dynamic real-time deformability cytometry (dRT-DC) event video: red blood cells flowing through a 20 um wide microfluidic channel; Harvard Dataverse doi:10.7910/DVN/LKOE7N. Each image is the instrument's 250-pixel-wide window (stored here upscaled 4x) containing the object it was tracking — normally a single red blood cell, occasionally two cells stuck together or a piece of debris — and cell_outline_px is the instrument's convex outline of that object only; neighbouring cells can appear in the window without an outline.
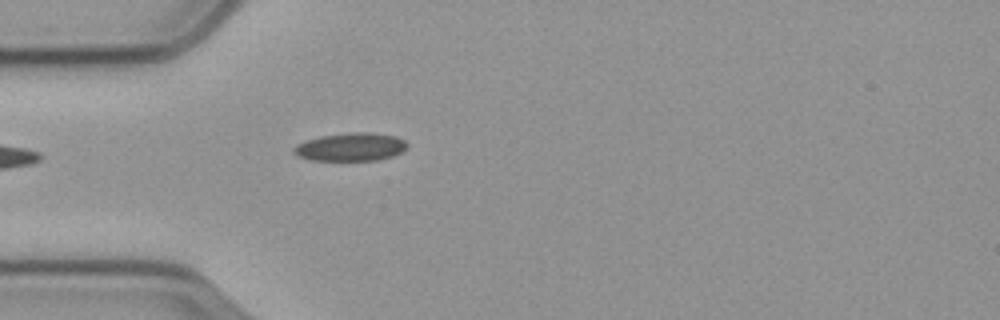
{"species": "common noctule bat (a hibernating species)", "species_latin": "Nyctalus noctula", "temperature_condition": "cold", "stored_images_in_passage": 11, "camera_frame_rate_fps": 3000, "um_per_image_px": 0.085, "animal": {"sex": "male", "body_mass_g": 23.1, "forearm_length_mm": 52.7}, "frame": {"image": 1, "passage_image": 1, "time_ms": 0.0, "image_size_px": [1000, 320], "cell_outline_px": [[408, 144], [404, 152], [392, 156], [376, 160], [312, 160], [296, 156], [292, 152], [292, 148], [296, 144], [320, 136], [348, 132], [372, 132], [396, 136], [404, 140]], "centroid_in_image_um": [29.81, 12.48], "position_along_channel_um": 55.2, "area_um2": 18.79}}
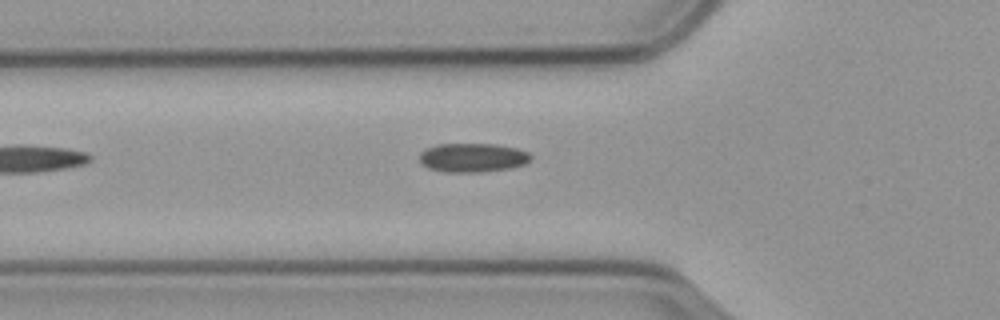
{"frame": {"image": 2, "passage_image": 4, "time_ms": 1.0, "image_size_px": [1000, 320], "cell_outline_px": [[532, 156], [524, 164], [508, 168], [480, 172], [444, 172], [428, 168], [420, 160], [420, 152], [428, 148], [440, 144], [496, 144], [516, 148], [528, 152]], "centroid_in_image_um": [40.17, 13.4], "position_along_channel_um": 85.6, "area_um2": 18.55}}